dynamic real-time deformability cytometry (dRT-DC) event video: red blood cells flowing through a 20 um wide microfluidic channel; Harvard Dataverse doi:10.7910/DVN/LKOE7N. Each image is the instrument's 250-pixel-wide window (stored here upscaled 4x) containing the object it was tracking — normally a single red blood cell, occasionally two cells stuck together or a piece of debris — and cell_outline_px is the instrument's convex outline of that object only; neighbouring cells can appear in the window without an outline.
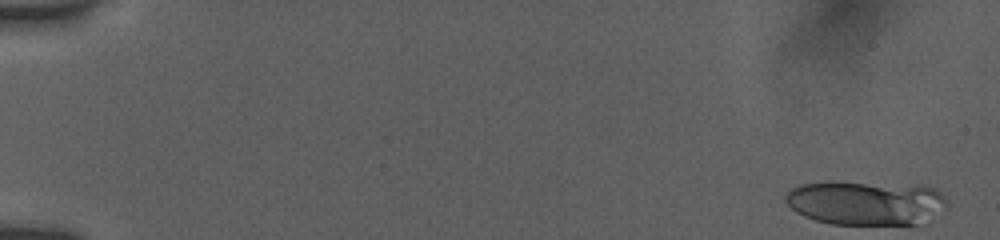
{"species": "human", "species_latin": "Homo sapiens", "temperature_condition": "room temperature", "stored_images_in_passage": 20, "camera_frame_rate_fps": 3000, "um_per_image_px": 0.085, "donor": {"sex": "female"}, "frame": {"image": 1, "passage_image": 1, "time_ms": 0.0, "image_size_px": [1000, 240], "cell_outline_px": [[948, 204], [916, 224], [832, 224], [816, 220], [804, 216], [796, 212], [784, 200], [784, 196], [792, 188], [800, 184], [828, 180], [832, 180], [924, 184], [936, 188], [944, 196]], "centroid_in_image_um": [73.54, 17.17], "position_along_channel_um": 11.5, "area_um2": 42.37}}
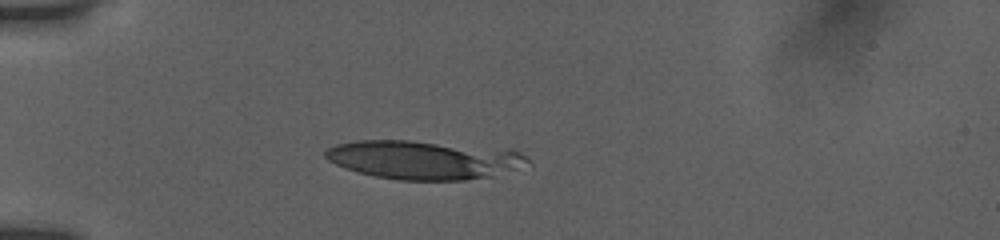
{"frame": {"image": 2, "passage_image": 15, "time_ms": 4.667, "image_size_px": [1000, 240], "cell_outline_px": [[532, 164], [492, 176], [464, 180], [396, 180], [356, 172], [336, 164], [328, 160], [324, 156], [324, 152], [328, 148], [336, 144], [356, 140], [408, 140], [512, 148], [520, 152]], "centroid_in_image_um": [36.08, 13.57], "position_along_channel_um": 48.9, "area_um2": 46.18}}